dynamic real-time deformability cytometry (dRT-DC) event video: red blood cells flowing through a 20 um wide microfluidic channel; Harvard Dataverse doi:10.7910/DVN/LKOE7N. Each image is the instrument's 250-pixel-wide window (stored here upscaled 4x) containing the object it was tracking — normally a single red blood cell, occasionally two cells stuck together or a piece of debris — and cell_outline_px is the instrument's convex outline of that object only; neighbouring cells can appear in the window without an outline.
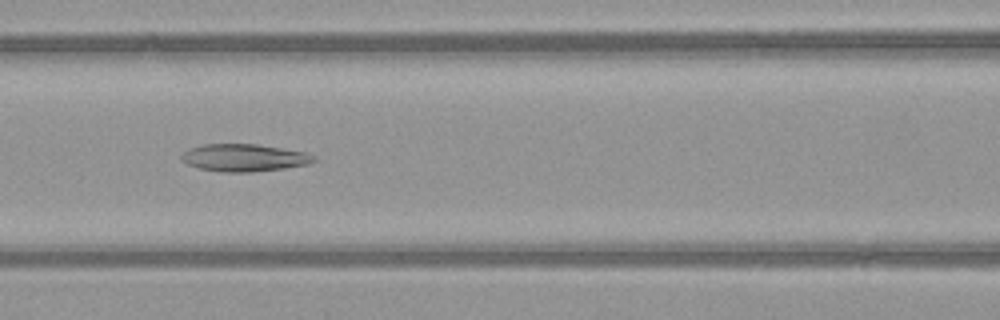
{"species": "common noctule bat (a hibernating species)", "species_latin": "Nyctalus noctula", "temperature_condition": "warm", "stored_images_in_passage": 51, "camera_frame_rate_fps": 3000, "um_per_image_px": 0.085, "animal": {"sex": "female", "body_mass_g": 21.9}, "frame": {"image": 1, "passage_image": 22, "time_ms": 7.0, "image_size_px": [1000, 320], "cell_outline_px": [[316, 160], [308, 164], [284, 168], [252, 172], [220, 172], [200, 168], [188, 164], [180, 160], [180, 156], [188, 148], [200, 144], [256, 144], [304, 152], [316, 156]], "centroid_in_image_um": [20.71, 13.4], "position_along_channel_um": 145.9, "area_um2": 21.15}}
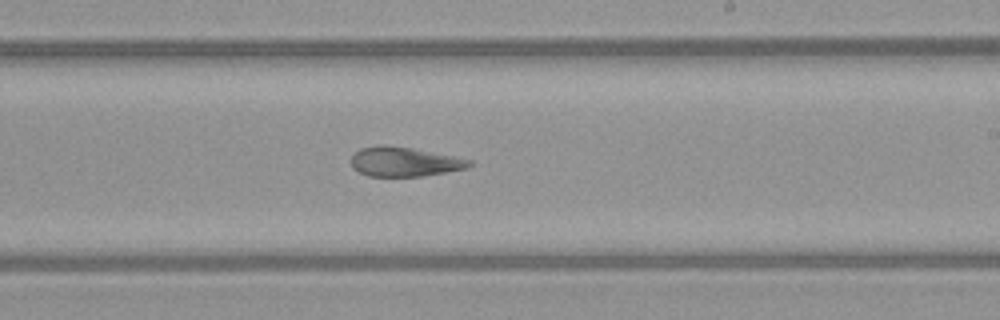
{"frame": {"image": 2, "passage_image": 30, "time_ms": 9.667, "image_size_px": [1000, 320], "cell_outline_px": [[476, 164], [468, 168], [420, 176], [368, 176], [352, 168], [352, 156], [360, 148], [380, 144], [388, 144], [412, 148], [472, 160]], "centroid_in_image_um": [34.37, 13.74], "position_along_channel_um": 254.6, "area_um2": 20.29}}
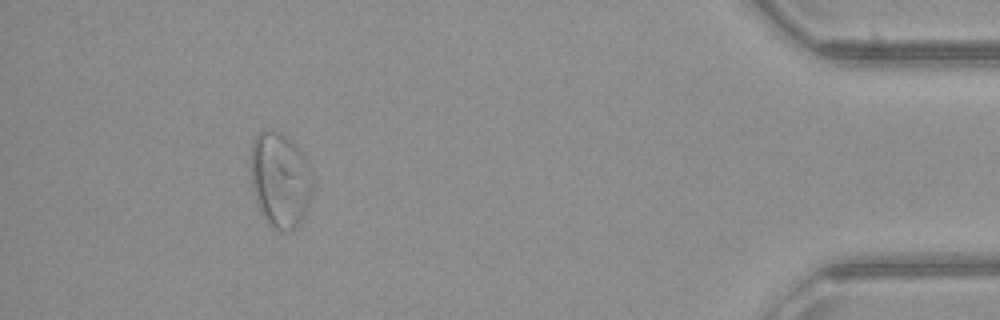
{"frame": {"image": 3, "passage_image": 46, "time_ms": 15.0, "image_size_px": [1000, 320], "cell_outline_px": [[316, 180], [308, 204], [300, 224], [288, 232], [284, 232], [272, 228], [268, 224], [260, 212], [252, 188], [248, 160], [252, 140], [256, 132], [264, 128], [272, 128], [280, 132], [304, 156]], "centroid_in_image_um": [23.77, 15.27], "position_along_channel_um": 411.4, "area_um2": 35.37}, "authors_computed_cell_mechanics": {"area_um2": 27.455, "velocity_mm_per_s": 4.0863, "shape_relaxation_time_tau1_ms": null, "shape_relaxation_time_tau2_ms": 2.5097, "deformation_change_tau1": null, "deformation_change_tau2": 0.113}}